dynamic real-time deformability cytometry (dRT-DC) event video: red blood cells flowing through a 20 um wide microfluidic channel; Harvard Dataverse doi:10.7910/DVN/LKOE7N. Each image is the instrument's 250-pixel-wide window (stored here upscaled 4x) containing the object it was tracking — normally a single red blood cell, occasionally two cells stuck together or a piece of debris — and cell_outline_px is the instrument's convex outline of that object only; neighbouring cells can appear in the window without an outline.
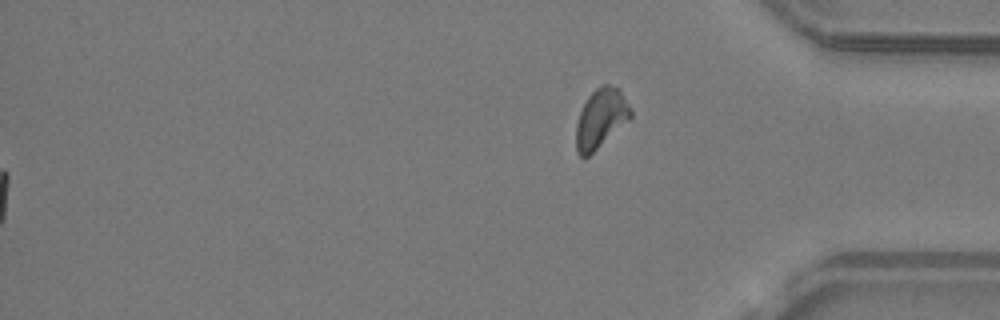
{"species": "common noctule bat (a hibernating species)", "species_latin": "Nyctalus noctula", "temperature_condition": "warm", "stored_images_in_passage": 51, "segment_of_instrument_passage": [2, 2], "camera_frame_rate_fps": 3000, "um_per_image_px": 0.085, "animal": {"sex": "male", "body_mass_g": 19.2, "forearm_length_mm": 51.8}, "frame": {"image": 1, "passage_image": 51, "time_ms": 16.667, "image_size_px": [1000, 320], "cell_outline_px": [[632, 116], [628, 120], [584, 160], [576, 152], [576, 124], [580, 112], [588, 96], [596, 88], [604, 84], [608, 84], [620, 88], [632, 112]], "centroid_in_image_um": [51.05, 10.06], "position_along_channel_um": 384.2, "area_um2": 18.67}}